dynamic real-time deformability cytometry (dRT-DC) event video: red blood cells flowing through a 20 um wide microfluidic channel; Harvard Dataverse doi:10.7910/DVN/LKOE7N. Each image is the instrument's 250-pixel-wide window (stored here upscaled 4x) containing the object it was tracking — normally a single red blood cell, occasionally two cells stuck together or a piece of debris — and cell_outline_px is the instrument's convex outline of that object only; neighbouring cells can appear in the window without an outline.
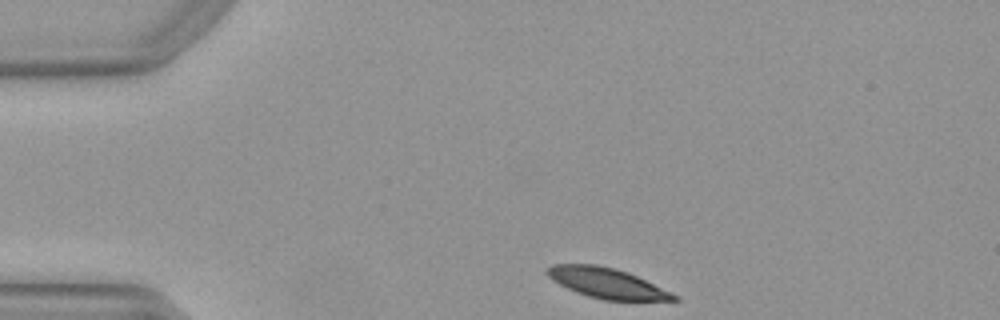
{"species": "Egyptian fruit bat (a non-hibernating species)", "species_latin": "Rousettus aegyptiacus", "temperature_condition": "warm", "stored_images_in_passage": 34, "camera_frame_rate_fps": 3000, "um_per_image_px": 0.085, "animal": {"sex": "female"}, "frame": {"image": 1, "passage_image": 1, "time_ms": 0.0, "image_size_px": [1000, 320], "cell_outline_px": [[680, 300], [604, 300], [588, 296], [576, 292], [552, 280], [544, 272], [552, 264], [596, 264], [616, 268], [628, 272], [672, 292], [680, 296]], "centroid_in_image_um": [51.6, 24.05], "position_along_channel_um": 33.4, "area_um2": 22.31}}
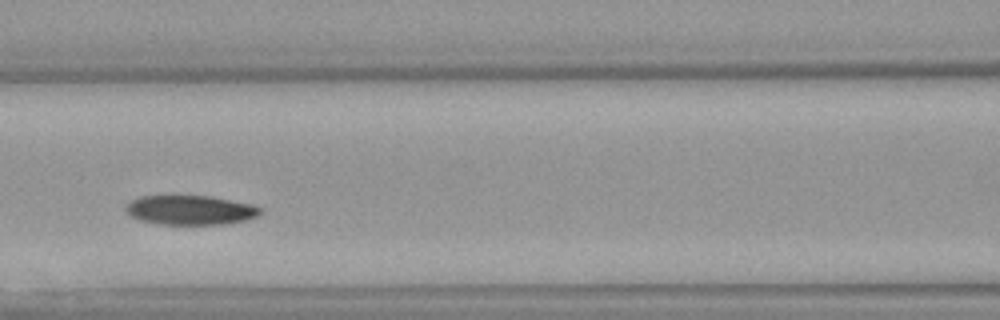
{"frame": {"image": 2, "passage_image": 14, "time_ms": 4.333, "image_size_px": [1000, 320], "cell_outline_px": [[264, 208], [256, 216], [248, 220], [224, 224], [156, 224], [140, 220], [128, 216], [124, 212], [124, 208], [132, 200], [140, 196], [208, 196], [252, 204]], "centroid_in_image_um": [16.15, 17.86], "position_along_channel_um": 150.5, "area_um2": 23.18}}
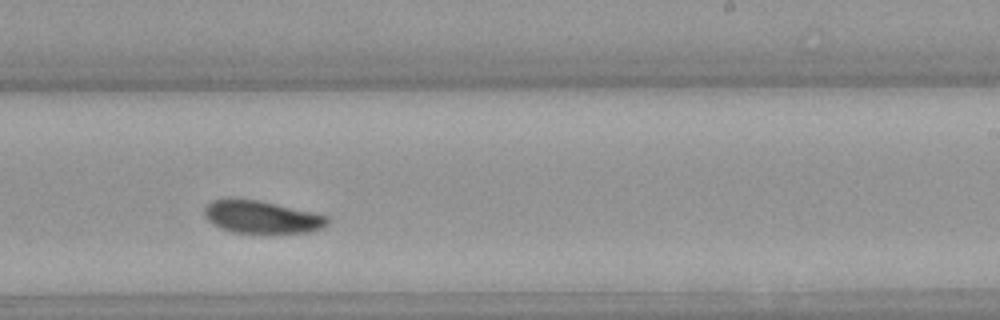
{"frame": {"image": 3, "passage_image": 23, "time_ms": 7.333, "image_size_px": [1000, 320], "cell_outline_px": [[328, 224], [324, 228], [312, 232], [260, 236], [232, 232], [220, 228], [212, 224], [204, 216], [204, 208], [212, 200], [228, 196], [260, 200], [312, 212], [328, 216]], "centroid_in_image_um": [22.22, 18.48], "position_along_channel_um": 266.8, "area_um2": 24.85}, "authors_computed_cell_mechanics": {"area_um2": 24.1893, "velocity_mm_per_s": 3.8945, "shape_relaxation_time_tau1_ms": 3.6239, "shape_relaxation_time_tau2_ms": null, "deformation_change_tau1": 0.1165, "deformation_change_tau2": null}}